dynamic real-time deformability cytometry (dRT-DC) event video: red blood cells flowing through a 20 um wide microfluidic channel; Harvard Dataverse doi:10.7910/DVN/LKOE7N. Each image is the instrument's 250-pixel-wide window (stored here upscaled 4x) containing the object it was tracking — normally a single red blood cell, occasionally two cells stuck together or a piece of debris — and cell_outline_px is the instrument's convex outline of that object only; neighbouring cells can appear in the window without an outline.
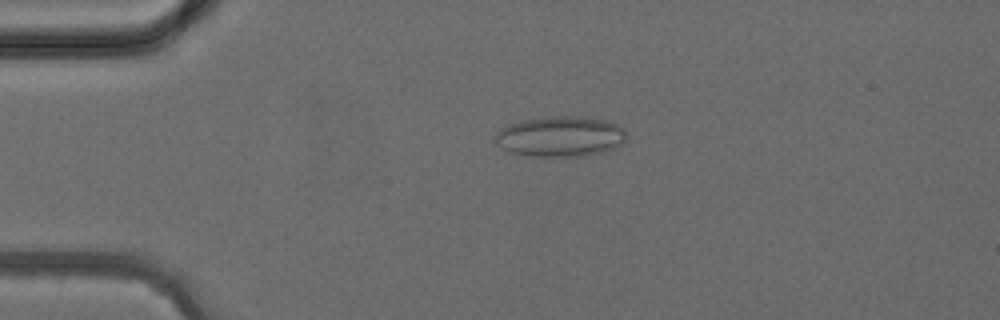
{"species": "common noctule bat (a hibernating species)", "species_latin": "Nyctalus noctula", "temperature_condition": "cold", "stored_images_in_passage": 4, "camera_frame_rate_fps": 3000, "um_per_image_px": 0.085, "animal": {"sex": "female", "body_mass_g": 24.6, "forearm_length_mm": 56.2}, "frame": {"image": 1, "passage_image": 3, "time_ms": 2.333, "image_size_px": [1000, 320], "cell_outline_px": [[628, 136], [620, 144], [612, 148], [600, 152], [584, 156], [532, 156], [508, 152], [496, 144], [492, 136], [496, 132], [508, 124], [520, 120], [548, 116], [580, 116], [608, 120], [624, 128]], "centroid_in_image_um": [47.59, 11.58], "position_along_channel_um": 37.4, "area_um2": 31.27}}